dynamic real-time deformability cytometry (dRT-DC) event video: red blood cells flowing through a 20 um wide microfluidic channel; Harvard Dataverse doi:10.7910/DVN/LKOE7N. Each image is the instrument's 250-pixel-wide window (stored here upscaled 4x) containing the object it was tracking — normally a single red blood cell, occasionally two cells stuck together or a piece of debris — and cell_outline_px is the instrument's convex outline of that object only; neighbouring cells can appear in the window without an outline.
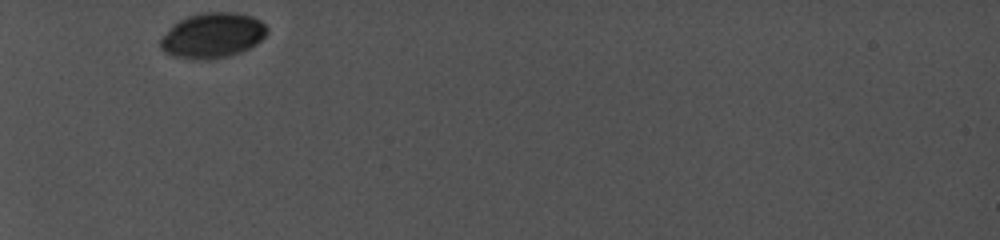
{"species": "common noctule bat (a hibernating species)", "species_latin": "Nyctalus noctula", "temperature_condition": "cold", "stored_images_in_passage": 13, "camera_frame_rate_fps": 5000, "um_per_image_px": 0.085, "animal": {"sex": "female", "body_mass_g": 19.0, "forearm_length_mm": 56.7}, "frame": {"image": 1, "passage_image": 1, "time_ms": 0.0, "image_size_px": [1000, 240], "cell_outline_px": [[268, 32], [256, 44], [240, 52], [228, 56], [208, 60], [192, 60], [172, 56], [164, 52], [160, 48], [160, 40], [172, 24], [188, 16], [204, 12], [236, 12], [252, 16], [260, 20], [268, 28]], "centroid_in_image_um": [18.05, 3.02], "position_along_channel_um": 67.0, "area_um2": 28.26}}
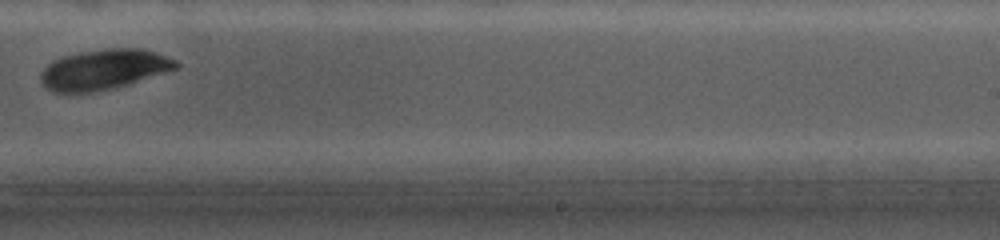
{"frame": {"image": 2, "passage_image": 13, "time_ms": 6.2, "image_size_px": [1000, 240], "cell_outline_px": [[180, 64], [176, 68], [116, 88], [96, 92], [52, 92], [40, 80], [40, 72], [48, 64], [64, 56], [84, 52], [108, 48], [140, 48], [156, 52], [176, 60]], "centroid_in_image_um": [8.83, 5.91], "position_along_channel_um": 280.2, "area_um2": 31.33}}